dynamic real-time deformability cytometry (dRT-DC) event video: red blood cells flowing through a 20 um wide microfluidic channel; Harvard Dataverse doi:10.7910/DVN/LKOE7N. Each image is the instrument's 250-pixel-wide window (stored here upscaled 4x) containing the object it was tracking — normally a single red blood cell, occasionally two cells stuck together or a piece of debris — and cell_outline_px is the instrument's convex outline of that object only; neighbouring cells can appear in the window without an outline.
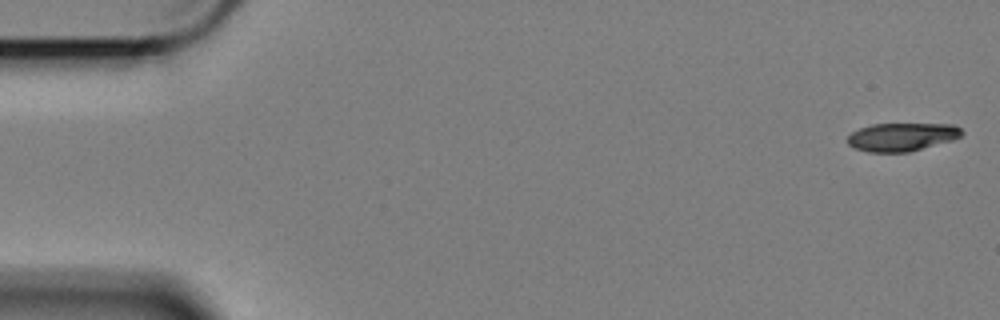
{"species": "Egyptian fruit bat (a non-hibernating species)", "species_latin": "Rousettus aegyptiacus", "temperature_condition": "cold", "stored_images_in_passage": 58, "camera_frame_rate_fps": 3000, "um_per_image_px": 0.085, "animal": {"sex": "female"}, "frame": {"image": 1, "passage_image": 1, "time_ms": 0.0, "image_size_px": [1000, 320], "cell_outline_px": [[964, 132], [960, 136], [952, 140], [908, 152], [868, 152], [856, 148], [848, 144], [848, 136], [852, 132], [860, 128], [872, 124], [956, 124]], "centroid_in_image_um": [76.67, 11.63], "position_along_channel_um": 8.3, "area_um2": 18.67}}
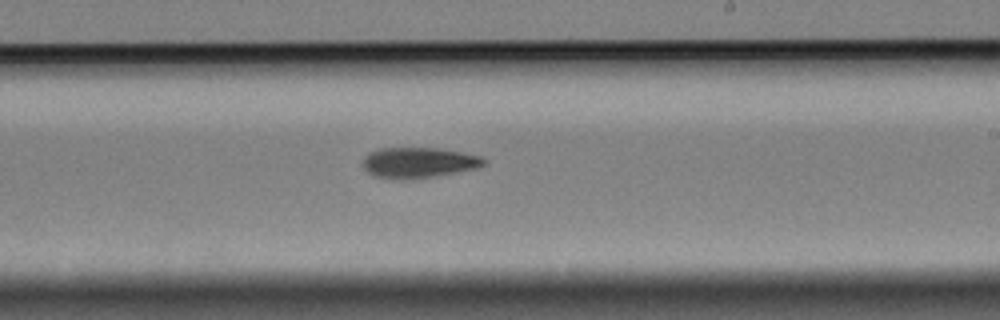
{"frame": {"image": 2, "passage_image": 34, "time_ms": 11.0, "image_size_px": [1000, 320], "cell_outline_px": [[488, 164], [480, 168], [412, 180], [392, 180], [372, 176], [364, 168], [364, 156], [368, 152], [380, 148], [436, 148], [484, 156], [488, 160]], "centroid_in_image_um": [35.62, 13.84], "position_along_channel_um": 253.4, "area_um2": 22.14}}
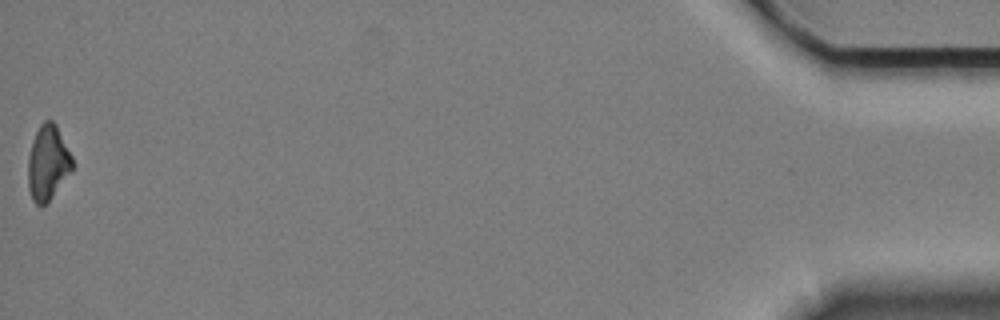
{"frame": {"image": 3, "passage_image": 58, "time_ms": 19.0, "image_size_px": [1000, 320], "cell_outline_px": [[72, 172], [52, 196], [44, 204], [36, 204], [32, 200], [28, 188], [28, 156], [32, 140], [40, 124], [44, 120], [52, 120], [56, 124], [72, 156]], "centroid_in_image_um": [4.06, 13.81], "position_along_channel_um": 431.1, "area_um2": 19.31}, "authors_computed_cell_mechanics": {"area_um2": 20.9236, "velocity_mm_per_s": 3.4143, "shape_relaxation_time_tau1_ms": 3.581, "shape_relaxation_time_tau2_ms": null, "deformation_change_tau1": 0.1096, "deformation_change_tau2": null}}